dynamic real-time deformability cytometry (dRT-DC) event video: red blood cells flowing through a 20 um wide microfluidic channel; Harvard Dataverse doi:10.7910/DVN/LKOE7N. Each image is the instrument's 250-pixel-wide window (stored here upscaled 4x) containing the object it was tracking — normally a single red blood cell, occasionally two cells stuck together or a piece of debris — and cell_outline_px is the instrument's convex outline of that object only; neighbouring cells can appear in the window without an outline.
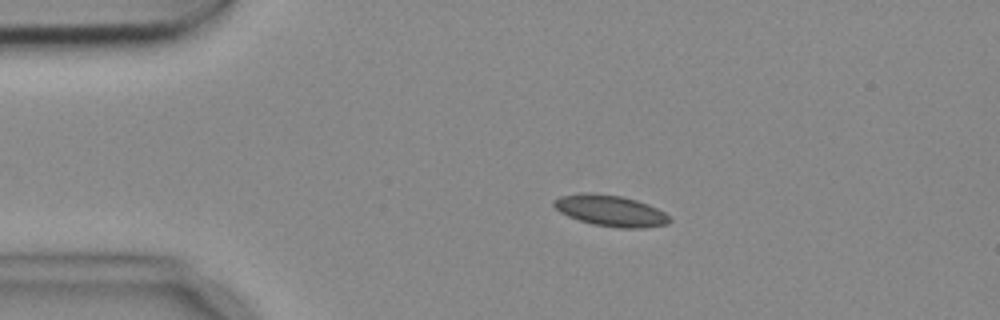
{"species": "common noctule bat (a hibernating species)", "species_latin": "Nyctalus noctula", "temperature_condition": "cold", "stored_images_in_passage": 6, "camera_frame_rate_fps": 3000, "um_per_image_px": 0.085, "animal": {"sex": "female", "body_mass_g": 18.4}, "frame": {"image": 1, "passage_image": 3, "time_ms": 0.667, "image_size_px": [1000, 320], "cell_outline_px": [[672, 220], [668, 224], [644, 228], [620, 228], [592, 224], [568, 216], [560, 212], [552, 204], [552, 200], [560, 196], [580, 192], [592, 192], [620, 196], [636, 200], [648, 204], [664, 212]], "centroid_in_image_um": [51.87, 17.9], "position_along_channel_um": 33.1, "area_um2": 21.1}}
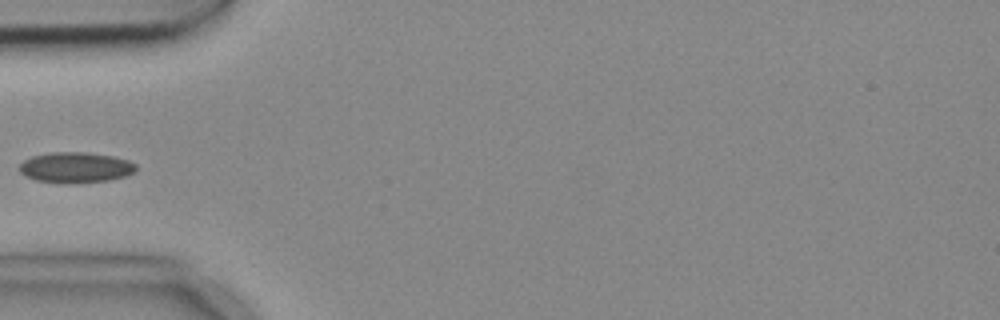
{"frame": {"image": 2, "passage_image": 5, "time_ms": 1.333, "image_size_px": [1000, 320], "cell_outline_px": [[136, 172], [124, 176], [108, 180], [68, 184], [36, 180], [20, 172], [20, 164], [24, 160], [32, 156], [52, 152], [84, 152], [112, 156], [128, 160], [136, 164]], "centroid_in_image_um": [6.44, 14.23], "position_along_channel_um": 78.6, "area_um2": 20.69}}